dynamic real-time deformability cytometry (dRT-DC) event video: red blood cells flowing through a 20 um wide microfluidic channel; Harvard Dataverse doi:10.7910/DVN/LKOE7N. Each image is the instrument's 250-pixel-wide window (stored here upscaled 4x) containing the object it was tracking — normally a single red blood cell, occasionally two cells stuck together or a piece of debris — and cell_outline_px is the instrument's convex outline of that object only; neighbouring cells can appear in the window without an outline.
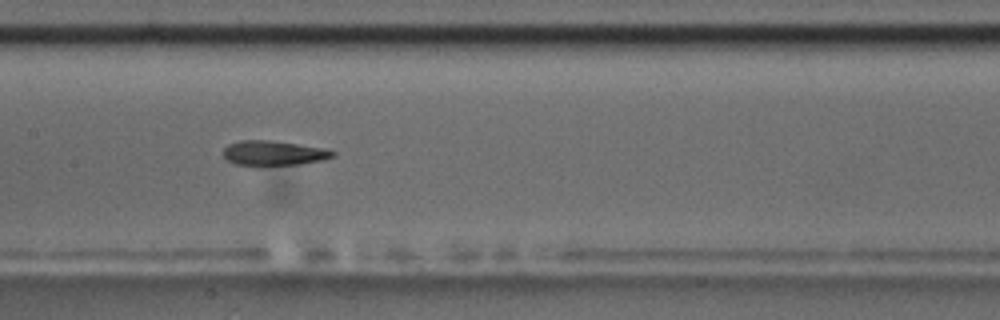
{"species": "common noctule bat (a hibernating species)", "species_latin": "Nyctalus noctula", "temperature_condition": "room temperature", "stored_images_in_passage": 11, "camera_frame_rate_fps": 3000, "um_per_image_px": 0.085, "animal": {"sex": "male", "body_mass_g": 17.5, "forearm_length_mm": 52.3}, "frame": {"image": 1, "passage_image": 4, "time_ms": 3.333, "image_size_px": [1000, 320], "cell_outline_px": [[336, 156], [320, 160], [300, 164], [236, 164], [228, 160], [224, 156], [224, 148], [228, 144], [240, 140], [272, 140], [324, 148], [336, 152]], "centroid_in_image_um": [23.28, 12.98], "position_along_channel_um": 184.1, "area_um2": 15.43}}